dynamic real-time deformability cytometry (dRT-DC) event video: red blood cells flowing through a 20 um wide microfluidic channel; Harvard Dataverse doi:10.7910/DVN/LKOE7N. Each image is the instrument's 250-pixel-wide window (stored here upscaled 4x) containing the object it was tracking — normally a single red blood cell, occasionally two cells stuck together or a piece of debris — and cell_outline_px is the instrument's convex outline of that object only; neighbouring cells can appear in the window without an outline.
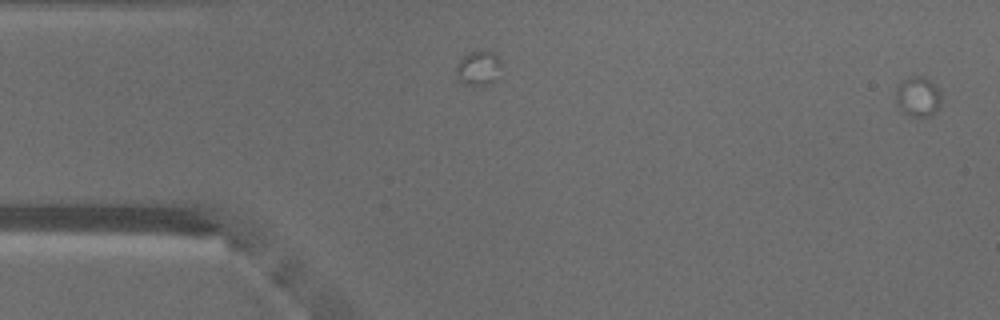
{"species": "common noctule bat (a hibernating species)", "species_latin": "Nyctalus noctula", "temperature_condition": "warm", "stored_images_in_passage": 11, "camera_frame_rate_fps": 3000, "um_per_image_px": 0.085, "animal": {"sex": "male", "body_mass_g": 18.8}, "frame": {"image": 1, "passage_image": 1, "time_ms": 0.0, "image_size_px": [1000, 320], "cell_outline_px": [[940, 104], [928, 116], [908, 116], [900, 108], [896, 100], [896, 88], [904, 80], [912, 76], [924, 76], [940, 92]], "centroid_in_image_um": [77.99, 8.21], "position_along_channel_um": 7.0, "area_um2": 10.12}}